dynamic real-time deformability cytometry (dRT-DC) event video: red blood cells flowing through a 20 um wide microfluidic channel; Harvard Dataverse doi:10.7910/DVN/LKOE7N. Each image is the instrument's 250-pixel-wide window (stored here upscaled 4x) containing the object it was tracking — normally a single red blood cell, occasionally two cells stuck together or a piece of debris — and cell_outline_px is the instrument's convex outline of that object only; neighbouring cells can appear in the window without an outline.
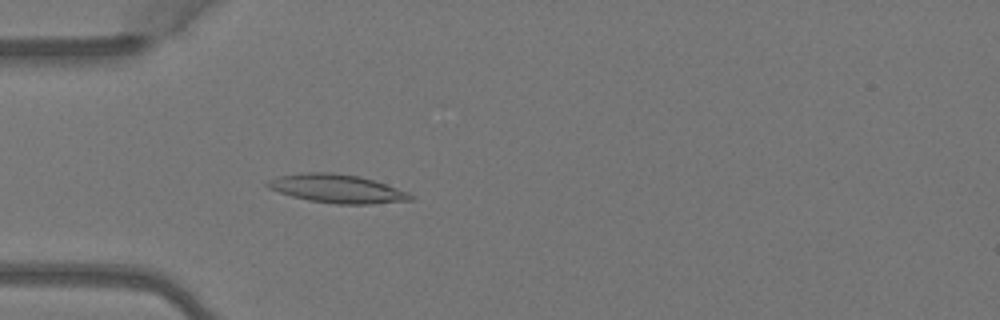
{"species": "Egyptian fruit bat (a non-hibernating species)", "species_latin": "Rousettus aegyptiacus", "temperature_condition": "warm", "stored_images_in_passage": 3, "camera_frame_rate_fps": 3000, "um_per_image_px": 0.085, "animal": {"sex": "female"}, "frame": {"image": 1, "passage_image": 3, "time_ms": 0.667, "image_size_px": [1000, 320], "cell_outline_px": [[416, 196], [412, 200], [368, 204], [336, 204], [308, 200], [292, 196], [268, 188], [264, 184], [268, 180], [276, 176], [304, 172], [332, 172], [360, 176], [408, 192]], "centroid_in_image_um": [28.61, 16.03], "position_along_channel_um": 56.4, "area_um2": 23.76}}